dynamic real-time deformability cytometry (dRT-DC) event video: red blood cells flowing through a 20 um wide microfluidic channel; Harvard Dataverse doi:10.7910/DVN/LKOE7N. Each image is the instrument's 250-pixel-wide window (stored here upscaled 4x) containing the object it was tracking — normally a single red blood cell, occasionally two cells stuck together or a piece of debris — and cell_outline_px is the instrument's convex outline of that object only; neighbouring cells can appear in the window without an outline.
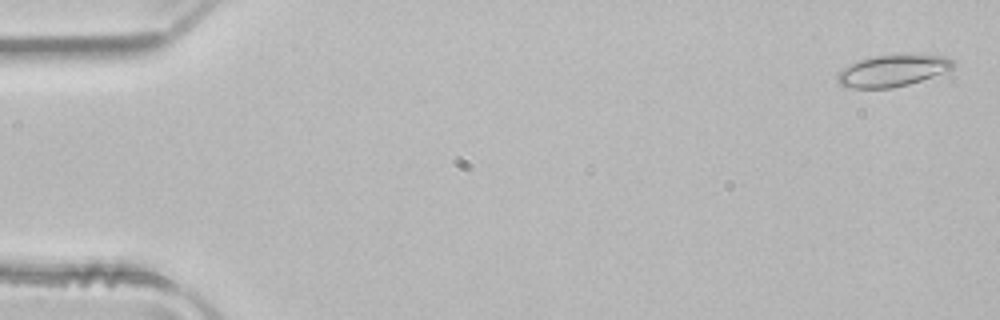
{"species": "common noctule bat (a hibernating species)", "species_latin": "Nyctalus noctula", "temperature_condition": "room temperature", "stored_images_in_passage": 51, "camera_frame_rate_fps": 3000, "um_per_image_px": 0.085, "animal": {"sex": "male", "body_mass_g": 21.5, "forearm_length_mm": 52.0}, "frame": {"image": 1, "passage_image": 2, "time_ms": 0.333, "image_size_px": [1000, 320], "cell_outline_px": [[956, 64], [952, 68], [932, 76], [908, 84], [892, 88], [848, 88], [836, 84], [836, 72], [848, 64], [860, 60], [876, 56], [908, 52], [916, 52], [944, 56], [952, 60]], "centroid_in_image_um": [75.82, 5.97], "position_along_channel_um": 9.2, "area_um2": 22.02}}
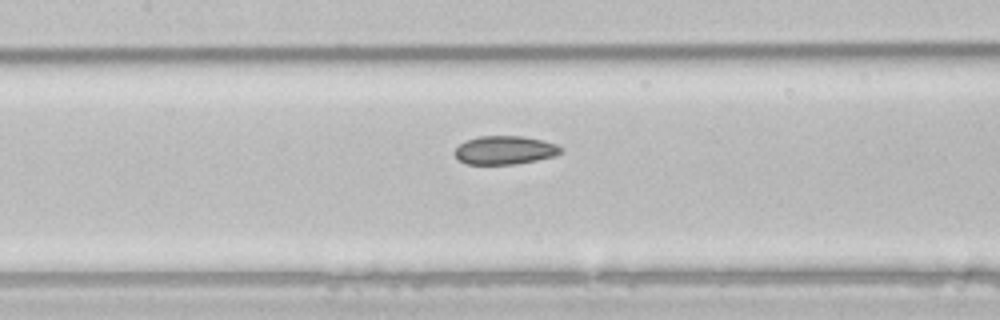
{"frame": {"image": 2, "passage_image": 24, "time_ms": 7.667, "image_size_px": [1000, 320], "cell_outline_px": [[564, 152], [552, 156], [536, 160], [516, 164], [468, 164], [460, 160], [452, 152], [464, 140], [476, 136], [524, 136], [544, 140], [556, 144], [564, 148]], "centroid_in_image_um": [42.92, 12.75], "position_along_channel_um": 164.5, "area_um2": 17.8}}
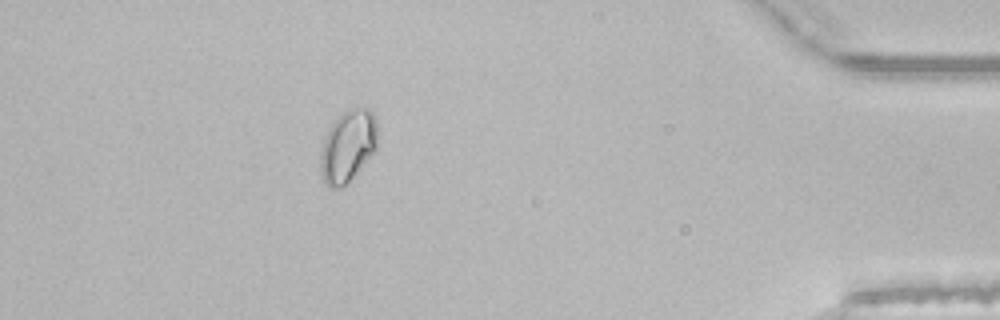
{"frame": {"image": 3, "passage_image": 46, "time_ms": 15.0, "image_size_px": [1000, 320], "cell_outline_px": [[376, 152], [348, 184], [340, 188], [328, 188], [324, 184], [320, 172], [320, 148], [324, 136], [328, 128], [348, 108], [368, 108], [376, 116]], "centroid_in_image_um": [29.55, 12.47], "position_along_channel_um": 405.6, "area_um2": 24.51}, "authors_computed_cell_mechanics": {"area_um2": 19.652, "velocity_mm_per_s": 3.9798, "shape_relaxation_time_tau1_ms": 10.2555, "shape_relaxation_time_tau2_ms": null, "deformation_change_tau1": 0.1059, "deformation_change_tau2": null}}